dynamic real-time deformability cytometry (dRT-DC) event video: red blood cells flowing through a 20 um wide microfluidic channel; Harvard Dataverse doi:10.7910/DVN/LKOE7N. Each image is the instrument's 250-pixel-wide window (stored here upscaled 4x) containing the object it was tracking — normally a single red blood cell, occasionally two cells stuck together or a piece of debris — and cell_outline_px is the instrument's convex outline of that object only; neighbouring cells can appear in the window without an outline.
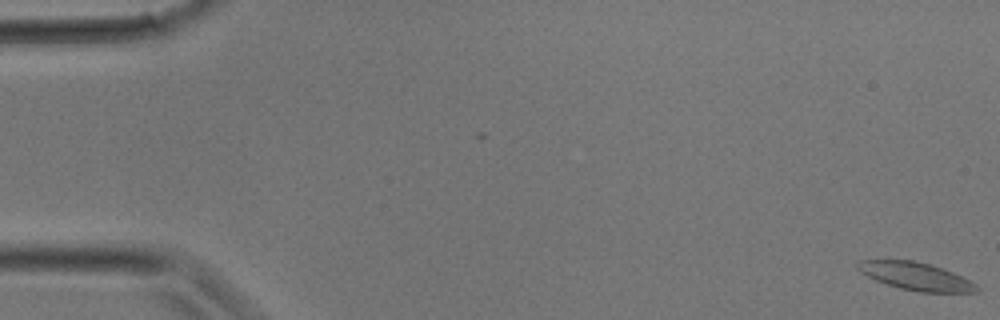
{"species": "common noctule bat (a hibernating species)", "species_latin": "Nyctalus noctula", "temperature_condition": "room temperature", "stored_images_in_passage": 14, "camera_frame_rate_fps": 3000, "um_per_image_px": 0.085, "animal": {"sex": "male", "body_mass_g": 17.9}, "frame": {"image": 1, "passage_image": 1, "time_ms": 0.0, "image_size_px": [1000, 320], "cell_outline_px": [[980, 288], [976, 292], [920, 292], [900, 288], [876, 280], [860, 272], [856, 268], [856, 264], [860, 260], [916, 260], [952, 272], [976, 284]], "centroid_in_image_um": [77.82, 23.48], "position_along_channel_um": 7.2, "area_um2": 18.96}}
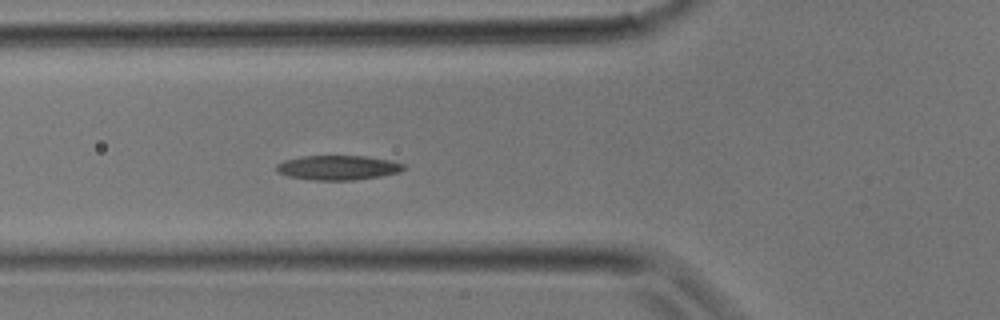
{"frame": {"image": 2, "passage_image": 12, "time_ms": 3.667, "image_size_px": [1000, 320], "cell_outline_px": [[408, 168], [400, 172], [380, 176], [352, 180], [312, 180], [288, 176], [276, 172], [276, 164], [284, 160], [300, 156], [368, 156], [388, 160], [404, 164]], "centroid_in_image_um": [28.71, 14.24], "position_along_channel_um": 97.1, "area_um2": 18.32}}
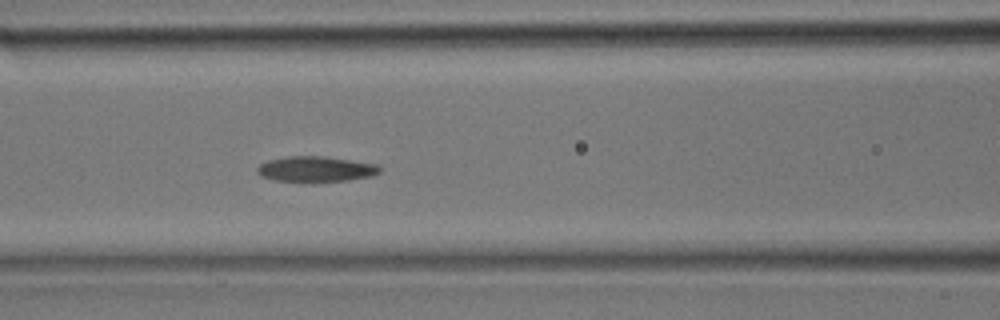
{"frame": {"image": 3, "passage_image": 14, "time_ms": 4.333, "image_size_px": [1000, 320], "cell_outline_px": [[380, 172], [372, 176], [348, 180], [276, 180], [260, 176], [256, 172], [256, 168], [260, 164], [268, 160], [288, 156], [324, 156], [376, 164], [380, 168]], "centroid_in_image_um": [26.82, 14.34], "position_along_channel_um": 139.8, "area_um2": 17.69}}